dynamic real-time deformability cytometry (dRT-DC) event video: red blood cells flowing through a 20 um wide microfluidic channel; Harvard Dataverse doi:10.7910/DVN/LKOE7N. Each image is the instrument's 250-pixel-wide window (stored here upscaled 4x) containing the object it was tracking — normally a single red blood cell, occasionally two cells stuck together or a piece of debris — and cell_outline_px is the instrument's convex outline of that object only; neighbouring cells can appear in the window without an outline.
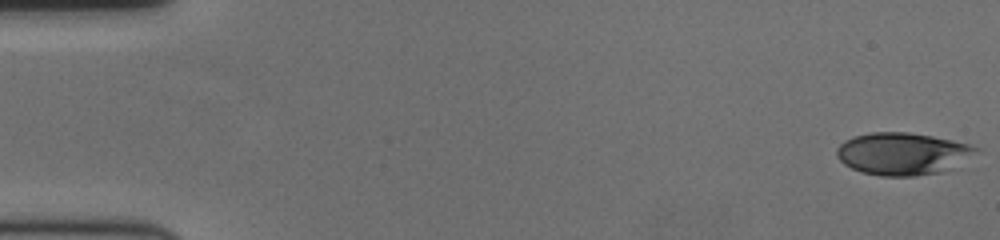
{"species": "human", "species_latin": "Homo sapiens", "temperature_condition": "cold", "stored_images_in_passage": 58, "camera_frame_rate_fps": 3000, "um_per_image_px": 0.085, "donor": {"sex": "female"}, "frame": {"image": 1, "passage_image": 1, "time_ms": 0.0, "image_size_px": [1000, 240], "cell_outline_px": [[980, 148], [940, 172], [916, 176], [880, 176], [860, 172], [844, 164], [836, 156], [836, 148], [844, 140], [852, 136], [872, 132], [908, 132], [932, 136], [952, 140], [968, 144]], "centroid_in_image_um": [76.58, 13.05], "position_along_channel_um": 8.4, "area_um2": 33.76}}
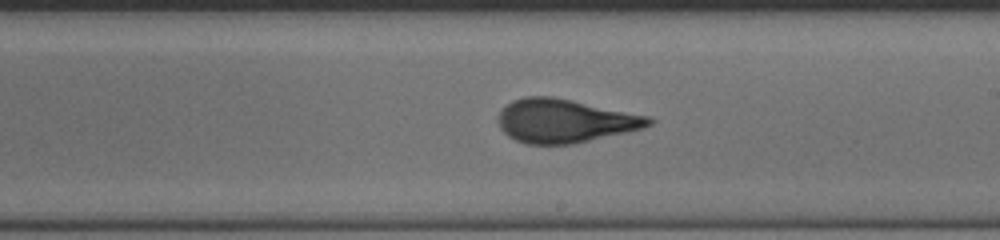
{"frame": {"image": 2, "passage_image": 34, "time_ms": 11.0, "image_size_px": [1000, 240], "cell_outline_px": [[656, 120], [652, 124], [644, 128], [572, 144], [524, 144], [508, 136], [500, 128], [496, 120], [500, 112], [512, 100], [524, 96], [552, 96], [652, 116]], "centroid_in_image_um": [48.02, 10.27], "position_along_channel_um": 241.0, "area_um2": 38.44}}
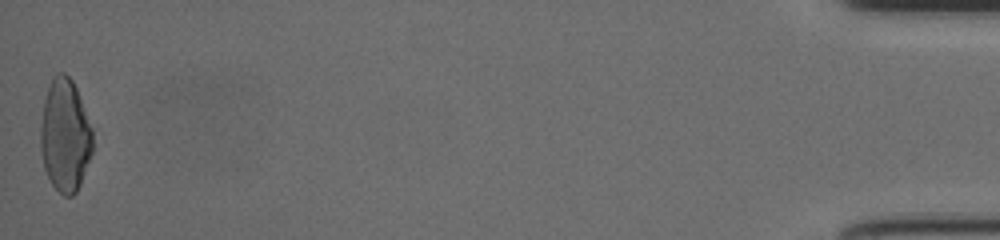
{"frame": {"image": 3, "passage_image": 58, "time_ms": 19.0, "image_size_px": [1000, 240], "cell_outline_px": [[92, 152], [80, 184], [76, 192], [72, 196], [64, 196], [52, 184], [44, 168], [40, 148], [40, 128], [44, 100], [52, 76], [60, 72], [64, 72], [72, 80], [76, 88], [92, 128]], "centroid_in_image_um": [5.52, 11.51], "position_along_channel_um": 429.7, "area_um2": 34.1}, "authors_computed_cell_mechanics": {"area_um2": 36.4718, "velocity_mm_per_s": 3.5817, "shape_relaxation_time_tau1_ms": 6.5049, "shape_relaxation_time_tau2_ms": 0.9412, "deformation_change_tau1": 0.2178, "deformation_change_tau2": 0.0835}}